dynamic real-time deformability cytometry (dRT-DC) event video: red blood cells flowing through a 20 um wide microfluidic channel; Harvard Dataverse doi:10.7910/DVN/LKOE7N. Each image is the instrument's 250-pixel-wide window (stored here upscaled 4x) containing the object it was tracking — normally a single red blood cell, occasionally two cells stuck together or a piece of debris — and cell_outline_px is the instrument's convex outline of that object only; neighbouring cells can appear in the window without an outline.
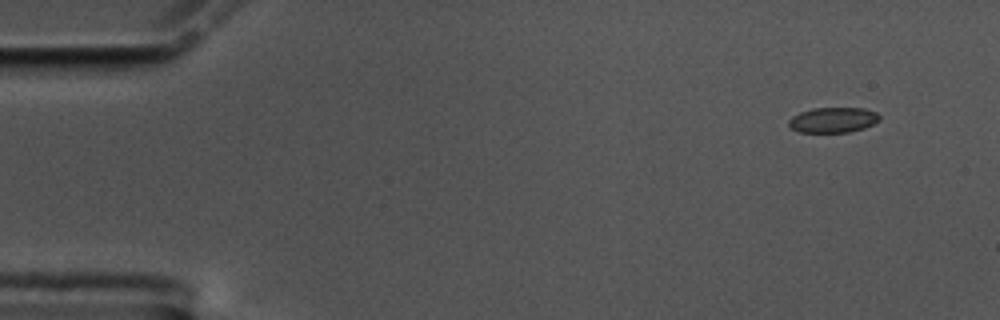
{"species": "common noctule bat (a hibernating species)", "species_latin": "Nyctalus noctula", "temperature_condition": "cold", "stored_images_in_passage": 55, "camera_frame_rate_fps": 3000, "um_per_image_px": 0.085, "animal": {"sex": "male", "body_mass_g": 17.5, "forearm_length_mm": 52.3}, "frame": {"image": 1, "passage_image": 1, "time_ms": 0.0, "image_size_px": [1000, 320], "cell_outline_px": [[880, 120], [864, 128], [848, 132], [800, 132], [792, 128], [788, 124], [788, 120], [792, 116], [800, 112], [812, 108], [864, 108], [876, 112], [880, 116]], "centroid_in_image_um": [70.81, 10.19], "position_along_channel_um": 14.2, "area_um2": 13.35}}
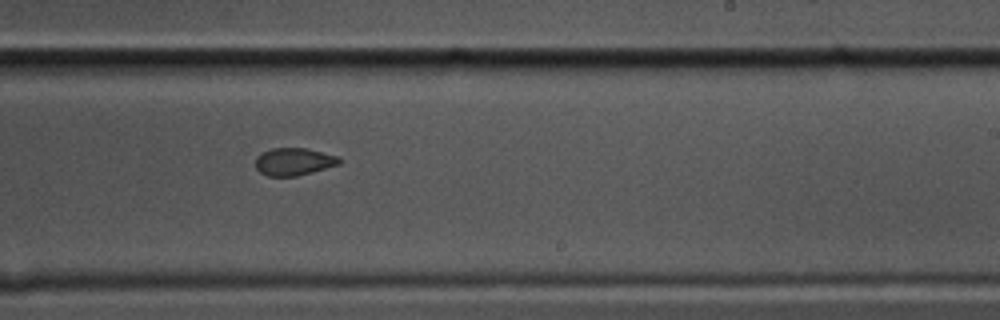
{"frame": {"image": 2, "passage_image": 32, "time_ms": 10.333, "image_size_px": [1000, 320], "cell_outline_px": [[340, 164], [312, 172], [296, 176], [268, 176], [260, 172], [256, 168], [256, 156], [272, 148], [304, 148], [340, 156]], "centroid_in_image_um": [24.98, 13.74], "position_along_channel_um": 264.0, "area_um2": 13.35}}
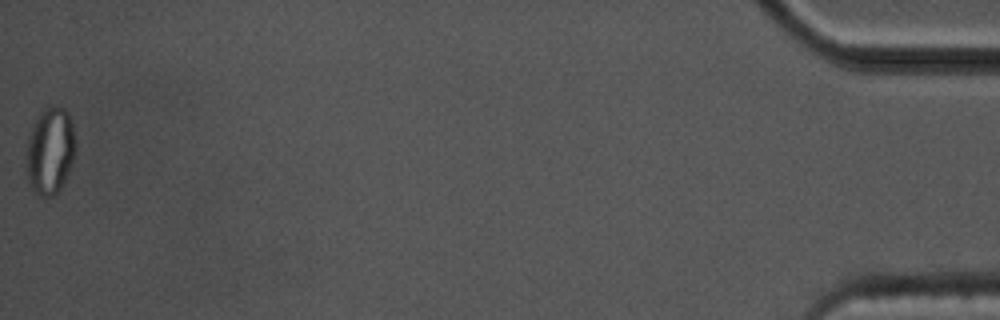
{"frame": {"image": 3, "passage_image": 55, "time_ms": 18.0, "image_size_px": [1000, 320], "cell_outline_px": [[76, 148], [72, 164], [56, 196], [36, 196], [28, 180], [24, 168], [24, 152], [28, 136], [40, 112], [44, 108], [52, 104], [64, 108], [68, 112], [72, 124], [76, 144]], "centroid_in_image_um": [4.22, 12.83], "position_along_channel_um": 431.0, "area_um2": 25.66}, "authors_computed_cell_mechanics": {"area_um2": 14.1032, "velocity_mm_per_s": 3.4542, "shape_relaxation_time_tau1_ms": null, "shape_relaxation_time_tau2_ms": 2.1427, "deformation_change_tau1": null, "deformation_change_tau2": 0.0527}}